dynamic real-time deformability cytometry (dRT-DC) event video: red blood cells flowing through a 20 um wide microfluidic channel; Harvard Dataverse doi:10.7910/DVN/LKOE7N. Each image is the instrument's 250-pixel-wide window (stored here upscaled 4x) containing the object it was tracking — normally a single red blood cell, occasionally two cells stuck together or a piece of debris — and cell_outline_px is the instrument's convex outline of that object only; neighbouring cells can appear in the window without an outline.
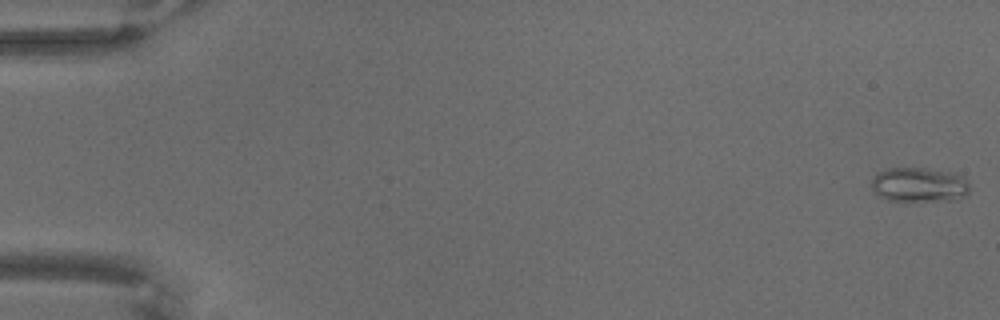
{"species": "common noctule bat (a hibernating species)", "species_latin": "Nyctalus noctula", "temperature_condition": "warm", "stored_images_in_passage": 69, "camera_frame_rate_fps": 3000, "um_per_image_px": 0.085, "animal": {"sex": "male", "body_mass_g": 18.8}, "frame": {"image": 1, "passage_image": 1, "time_ms": 0.0, "image_size_px": [1000, 320], "cell_outline_px": [[968, 192], [964, 196], [956, 200], [888, 200], [880, 196], [872, 188], [872, 180], [876, 172], [884, 168], [924, 168], [944, 172], [960, 176], [968, 184]], "centroid_in_image_um": [78.06, 15.7], "position_along_channel_um": 6.9, "area_um2": 19.31}}
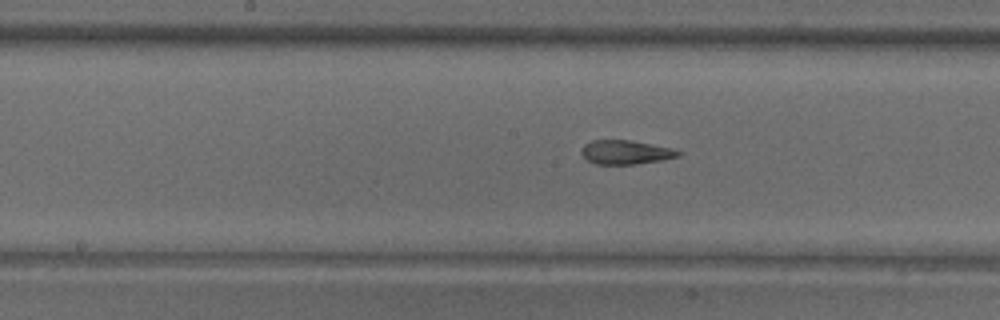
{"frame": {"image": 2, "passage_image": 36, "time_ms": 11.667, "image_size_px": [1000, 320], "cell_outline_px": [[680, 156], [660, 160], [636, 164], [596, 164], [588, 160], [580, 152], [580, 148], [584, 144], [592, 140], [632, 140], [672, 148], [680, 152]], "centroid_in_image_um": [53.15, 12.93], "position_along_channel_um": 195.1, "area_um2": 13.53}}
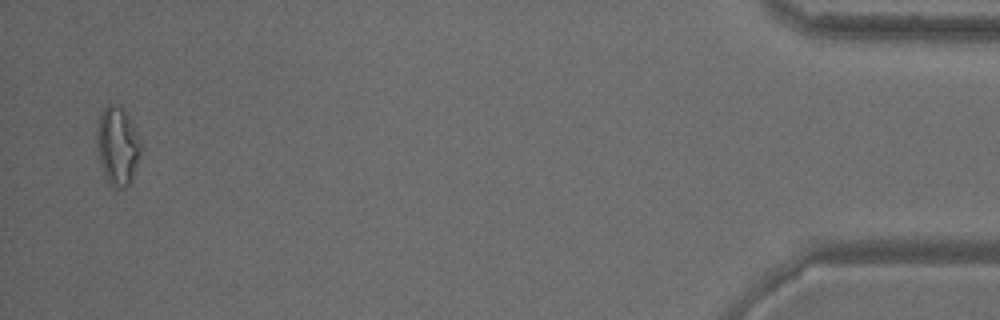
{"frame": {"image": 3, "passage_image": 67, "time_ms": 22.0, "image_size_px": [1000, 320], "cell_outline_px": [[140, 152], [136, 164], [128, 184], [120, 188], [112, 184], [104, 176], [96, 148], [96, 124], [104, 108], [108, 104], [116, 104], [124, 108], [132, 120], [140, 140]], "centroid_in_image_um": [9.95, 12.31], "position_along_channel_um": 425.2, "area_um2": 19.88}}